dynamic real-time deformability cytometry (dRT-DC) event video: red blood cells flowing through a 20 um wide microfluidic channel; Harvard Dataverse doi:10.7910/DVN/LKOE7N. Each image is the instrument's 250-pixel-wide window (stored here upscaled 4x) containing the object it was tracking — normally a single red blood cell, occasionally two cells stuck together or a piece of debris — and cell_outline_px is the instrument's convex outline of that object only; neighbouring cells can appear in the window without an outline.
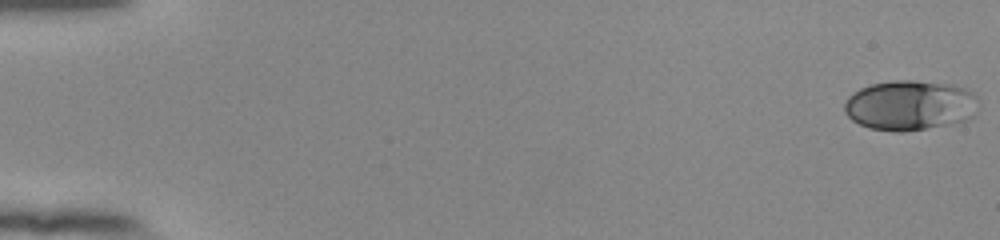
{"species": "human", "species_latin": "Homo sapiens", "temperature_condition": "room temperature", "stored_images_in_passage": 54, "camera_frame_rate_fps": 3000, "um_per_image_px": 0.085, "donor": {"sex": "female"}, "frame": {"image": 1, "passage_image": 1, "time_ms": 0.0, "image_size_px": [1000, 240], "cell_outline_px": [[976, 116], [968, 120], [948, 124], [900, 132], [896, 132], [868, 128], [852, 120], [844, 112], [844, 104], [848, 96], [852, 92], [860, 88], [872, 84], [892, 80], [916, 80], [952, 84], [968, 88], [976, 96]], "centroid_in_image_um": [77.35, 8.94], "position_along_channel_um": 7.7, "area_um2": 39.42}}
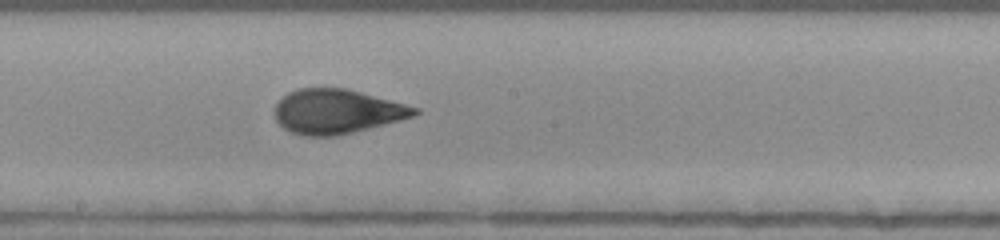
{"frame": {"image": 2, "passage_image": 31, "time_ms": 10.0, "image_size_px": [1000, 240], "cell_outline_px": [[420, 112], [416, 116], [336, 136], [304, 136], [292, 132], [284, 128], [276, 120], [276, 104], [288, 92], [300, 88], [344, 88], [360, 92], [420, 108]], "centroid_in_image_um": [28.65, 9.48], "position_along_channel_um": 219.6, "area_um2": 35.84}}
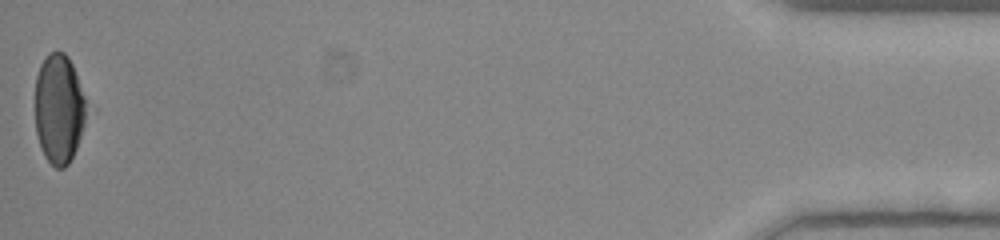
{"frame": {"image": 3, "passage_image": 54, "time_ms": 17.667, "image_size_px": [1000, 240], "cell_outline_px": [[96, 112], [68, 164], [64, 168], [56, 168], [44, 156], [36, 132], [36, 76], [40, 64], [48, 52], [64, 52], [68, 56], [96, 108]], "centroid_in_image_um": [5.19, 9.24], "position_along_channel_um": 430.0, "area_um2": 35.26}, "authors_computed_cell_mechanics": {"area_um2": 36.0961, "velocity_mm_per_s": 3.8983, "shape_relaxation_time_tau1_ms": 5.2569, "shape_relaxation_time_tau2_ms": 0.8045, "deformation_change_tau1": 0.1933, "deformation_change_tau2": 0.0642}}